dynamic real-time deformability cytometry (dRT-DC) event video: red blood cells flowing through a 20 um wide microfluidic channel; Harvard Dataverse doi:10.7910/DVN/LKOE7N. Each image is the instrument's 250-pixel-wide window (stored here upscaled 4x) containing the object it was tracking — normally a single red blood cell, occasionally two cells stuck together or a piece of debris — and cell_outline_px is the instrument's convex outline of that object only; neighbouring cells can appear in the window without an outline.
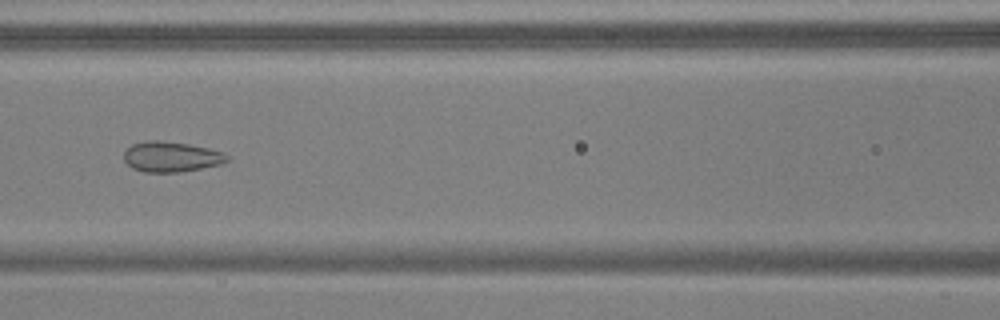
{"species": "common noctule bat (a hibernating species)", "species_latin": "Nyctalus noctula", "temperature_condition": "warm", "stored_images_in_passage": 44, "camera_frame_rate_fps": 3000, "um_per_image_px": 0.085, "animal": {"sex": "male", "body_mass_g": 17.9, "forearm_length_mm": 54.2}, "frame": {"image": 1, "passage_image": 15, "time_ms": 4.667, "image_size_px": [1000, 320], "cell_outline_px": [[228, 160], [220, 164], [180, 172], [144, 172], [132, 168], [124, 160], [124, 152], [132, 144], [148, 140], [156, 140], [188, 144], [208, 148], [220, 152], [228, 156]], "centroid_in_image_um": [14.51, 13.33], "position_along_channel_um": 152.1, "area_um2": 17.98}}
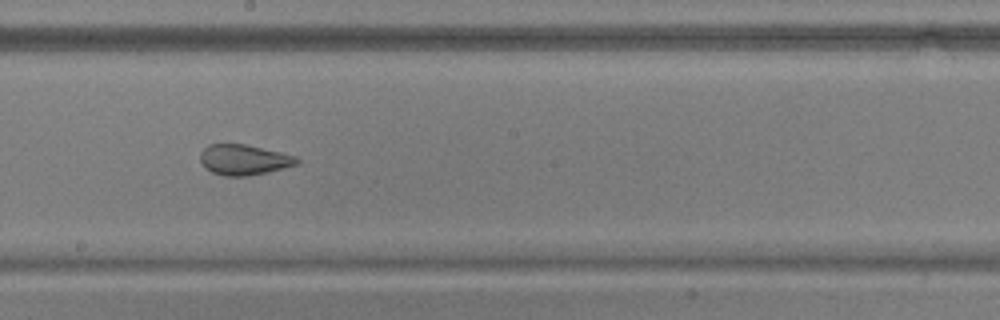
{"frame": {"image": 2, "passage_image": 21, "time_ms": 6.667, "image_size_px": [1000, 320], "cell_outline_px": [[300, 164], [268, 172], [248, 176], [224, 176], [212, 172], [204, 168], [200, 160], [200, 152], [208, 144], [244, 144], [280, 152], [296, 156], [300, 160]], "centroid_in_image_um": [20.73, 13.59], "position_along_channel_um": 227.5, "area_um2": 17.28}}
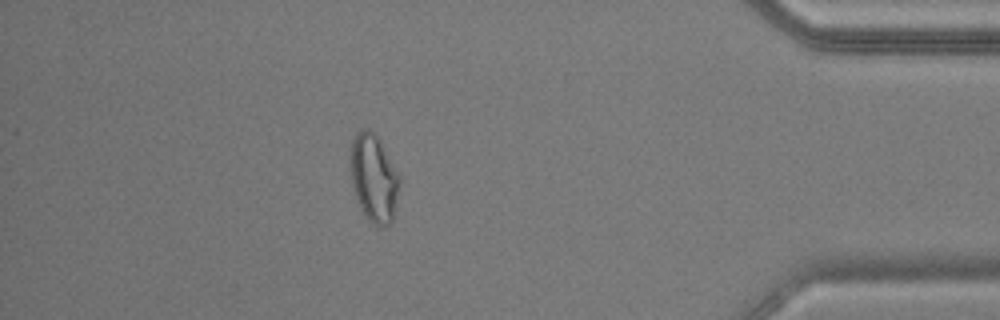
{"frame": {"image": 3, "passage_image": 38, "time_ms": 12.333, "image_size_px": [1000, 320], "cell_outline_px": [[400, 184], [392, 220], [388, 224], [380, 228], [368, 220], [360, 208], [352, 184], [352, 140], [360, 128], [368, 128], [380, 140], [400, 176]], "centroid_in_image_um": [31.8, 15.15], "position_along_channel_um": 403.4, "area_um2": 24.68}, "authors_computed_cell_mechanics": {"area_um2": 21.2126, "velocity_mm_per_s": 3.7914, "shape_relaxation_time_tau1_ms": null, "shape_relaxation_time_tau2_ms": 1.5134, "deformation_change_tau1": null, "deformation_change_tau2": 0.0885}}